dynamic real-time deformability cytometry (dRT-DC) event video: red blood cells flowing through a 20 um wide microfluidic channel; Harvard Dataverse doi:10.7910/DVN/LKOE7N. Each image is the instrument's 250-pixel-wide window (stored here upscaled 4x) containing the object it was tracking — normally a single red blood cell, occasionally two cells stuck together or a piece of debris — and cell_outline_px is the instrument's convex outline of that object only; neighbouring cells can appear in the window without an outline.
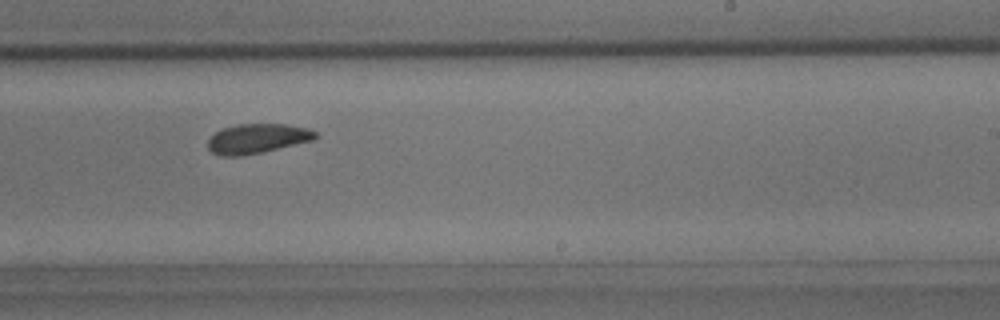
{"species": "common noctule bat (a hibernating species)", "species_latin": "Nyctalus noctula", "temperature_condition": "room temperature", "stored_images_in_passage": 25, "camera_frame_rate_fps": 3000, "um_per_image_px": 0.085, "animal": {"sex": "male", "body_mass_g": 15.6}, "frame": {"image": 1, "passage_image": 14, "time_ms": 4.333, "image_size_px": [1000, 320], "cell_outline_px": [[316, 140], [264, 152], [240, 156], [220, 156], [212, 152], [208, 148], [208, 140], [216, 132], [224, 128], [240, 124], [284, 124], [308, 128], [316, 132]], "centroid_in_image_um": [21.9, 11.79], "position_along_channel_um": 267.1, "area_um2": 18.61}}